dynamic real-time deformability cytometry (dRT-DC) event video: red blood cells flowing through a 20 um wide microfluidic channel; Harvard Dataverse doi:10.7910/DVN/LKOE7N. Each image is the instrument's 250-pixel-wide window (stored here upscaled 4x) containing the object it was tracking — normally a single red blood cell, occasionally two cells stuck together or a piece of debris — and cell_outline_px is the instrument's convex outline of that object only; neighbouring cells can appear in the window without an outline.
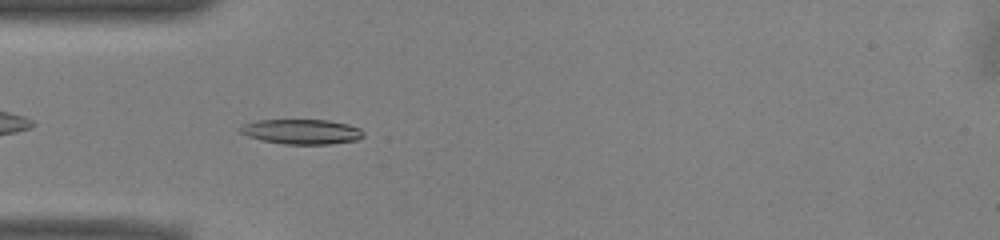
{"species": "common noctule bat (a hibernating species)", "species_latin": "Nyctalus noctula", "temperature_condition": "warm", "stored_images_in_passage": 39, "camera_frame_rate_fps": 3000, "um_per_image_px": 0.085, "animal": {"sex": "male", "body_mass_g": 13.0, "forearm_length_mm": 53.1}, "frame": {"image": 1, "passage_image": 3, "time_ms": 0.667, "image_size_px": [1000, 240], "cell_outline_px": [[364, 136], [356, 140], [328, 144], [284, 144], [260, 140], [248, 136], [240, 132], [240, 128], [244, 124], [256, 120], [328, 120], [348, 124], [360, 128], [364, 132]], "centroid_in_image_um": [25.65, 11.19], "position_along_channel_um": 59.3, "area_um2": 17.86}}
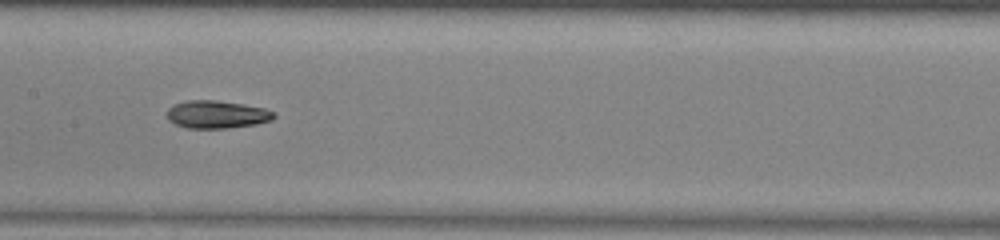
{"frame": {"image": 2, "passage_image": 13, "time_ms": 4.0, "image_size_px": [1000, 240], "cell_outline_px": [[276, 116], [272, 120], [256, 124], [228, 128], [188, 128], [176, 124], [168, 120], [168, 108], [172, 104], [188, 100], [216, 100], [264, 108], [276, 112]], "centroid_in_image_um": [18.43, 9.72], "position_along_channel_um": 189.0, "area_um2": 17.28}}
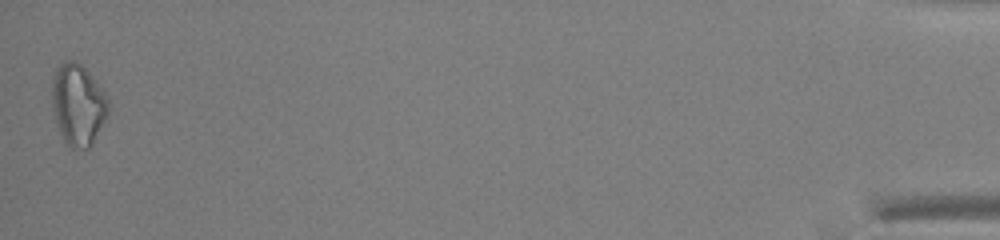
{"frame": {"image": 3, "passage_image": 39, "time_ms": 12.667, "image_size_px": [1000, 240], "cell_outline_px": [[108, 116], [92, 144], [88, 148], [72, 148], [64, 144], [56, 124], [52, 108], [52, 76], [56, 68], [60, 64], [68, 60], [72, 60], [80, 64], [96, 80], [104, 92], [108, 100]], "centroid_in_image_um": [6.61, 8.91], "position_along_channel_um": 428.6, "area_um2": 26.93}, "authors_computed_cell_mechanics": {"area_um2": 17.7446, "velocity_mm_per_s": 3.9445, "shape_relaxation_time_tau1_ms": 8.5125, "shape_relaxation_time_tau2_ms": 8.1706, "deformation_change_tau1": 0.2271, "deformation_change_tau2": 0.1714}}